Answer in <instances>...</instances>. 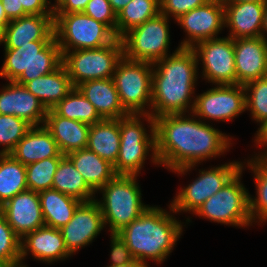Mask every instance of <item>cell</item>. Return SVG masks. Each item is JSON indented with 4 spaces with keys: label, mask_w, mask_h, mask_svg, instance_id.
<instances>
[{
    "label": "cell",
    "mask_w": 267,
    "mask_h": 267,
    "mask_svg": "<svg viewBox=\"0 0 267 267\" xmlns=\"http://www.w3.org/2000/svg\"><path fill=\"white\" fill-rule=\"evenodd\" d=\"M52 188L81 202L95 200L92 199L95 192L87 185L83 176L66 155L60 159L54 174Z\"/></svg>",
    "instance_id": "f546056e"
},
{
    "label": "cell",
    "mask_w": 267,
    "mask_h": 267,
    "mask_svg": "<svg viewBox=\"0 0 267 267\" xmlns=\"http://www.w3.org/2000/svg\"><path fill=\"white\" fill-rule=\"evenodd\" d=\"M44 126L52 134L63 155L87 147L89 124L61 117L50 109L47 110Z\"/></svg>",
    "instance_id": "d4e9b609"
},
{
    "label": "cell",
    "mask_w": 267,
    "mask_h": 267,
    "mask_svg": "<svg viewBox=\"0 0 267 267\" xmlns=\"http://www.w3.org/2000/svg\"><path fill=\"white\" fill-rule=\"evenodd\" d=\"M141 116L150 123V137L143 128ZM119 129L120 150L117 161L113 165L117 175H138L149 150L153 152L152 161L159 164L156 155L155 118L150 114H129L119 118Z\"/></svg>",
    "instance_id": "5b68a950"
},
{
    "label": "cell",
    "mask_w": 267,
    "mask_h": 267,
    "mask_svg": "<svg viewBox=\"0 0 267 267\" xmlns=\"http://www.w3.org/2000/svg\"><path fill=\"white\" fill-rule=\"evenodd\" d=\"M104 225L97 200L82 202L76 208L72 219L60 229L68 252L73 254L91 243Z\"/></svg>",
    "instance_id": "2e32d148"
},
{
    "label": "cell",
    "mask_w": 267,
    "mask_h": 267,
    "mask_svg": "<svg viewBox=\"0 0 267 267\" xmlns=\"http://www.w3.org/2000/svg\"><path fill=\"white\" fill-rule=\"evenodd\" d=\"M39 199L45 225L56 229L65 226L82 203L53 188L39 192Z\"/></svg>",
    "instance_id": "f1b7e54d"
},
{
    "label": "cell",
    "mask_w": 267,
    "mask_h": 267,
    "mask_svg": "<svg viewBox=\"0 0 267 267\" xmlns=\"http://www.w3.org/2000/svg\"><path fill=\"white\" fill-rule=\"evenodd\" d=\"M242 169L220 189L208 198L195 212L211 221L248 226L252 223L250 214V195L240 182Z\"/></svg>",
    "instance_id": "30bf717a"
},
{
    "label": "cell",
    "mask_w": 267,
    "mask_h": 267,
    "mask_svg": "<svg viewBox=\"0 0 267 267\" xmlns=\"http://www.w3.org/2000/svg\"><path fill=\"white\" fill-rule=\"evenodd\" d=\"M265 2L225 3V24L231 29L229 37L256 38L262 37Z\"/></svg>",
    "instance_id": "44dd1931"
},
{
    "label": "cell",
    "mask_w": 267,
    "mask_h": 267,
    "mask_svg": "<svg viewBox=\"0 0 267 267\" xmlns=\"http://www.w3.org/2000/svg\"><path fill=\"white\" fill-rule=\"evenodd\" d=\"M86 148L114 165L120 150L119 119H102L90 125Z\"/></svg>",
    "instance_id": "83f0119b"
},
{
    "label": "cell",
    "mask_w": 267,
    "mask_h": 267,
    "mask_svg": "<svg viewBox=\"0 0 267 267\" xmlns=\"http://www.w3.org/2000/svg\"><path fill=\"white\" fill-rule=\"evenodd\" d=\"M0 93V114L14 115L32 126L44 123L47 109L24 85L10 81Z\"/></svg>",
    "instance_id": "ffe728a7"
},
{
    "label": "cell",
    "mask_w": 267,
    "mask_h": 267,
    "mask_svg": "<svg viewBox=\"0 0 267 267\" xmlns=\"http://www.w3.org/2000/svg\"><path fill=\"white\" fill-rule=\"evenodd\" d=\"M227 0H208V2H218V3H222L225 4Z\"/></svg>",
    "instance_id": "11a10c76"
},
{
    "label": "cell",
    "mask_w": 267,
    "mask_h": 267,
    "mask_svg": "<svg viewBox=\"0 0 267 267\" xmlns=\"http://www.w3.org/2000/svg\"><path fill=\"white\" fill-rule=\"evenodd\" d=\"M52 110L61 117L89 125L102 120L95 107L75 87Z\"/></svg>",
    "instance_id": "d6a6232c"
},
{
    "label": "cell",
    "mask_w": 267,
    "mask_h": 267,
    "mask_svg": "<svg viewBox=\"0 0 267 267\" xmlns=\"http://www.w3.org/2000/svg\"><path fill=\"white\" fill-rule=\"evenodd\" d=\"M5 55L0 77L20 85L54 72L63 63L56 38L52 41H33L16 49H5Z\"/></svg>",
    "instance_id": "277c9868"
},
{
    "label": "cell",
    "mask_w": 267,
    "mask_h": 267,
    "mask_svg": "<svg viewBox=\"0 0 267 267\" xmlns=\"http://www.w3.org/2000/svg\"><path fill=\"white\" fill-rule=\"evenodd\" d=\"M1 3L9 20L28 15L22 7L21 0H1Z\"/></svg>",
    "instance_id": "ee69618b"
},
{
    "label": "cell",
    "mask_w": 267,
    "mask_h": 267,
    "mask_svg": "<svg viewBox=\"0 0 267 267\" xmlns=\"http://www.w3.org/2000/svg\"><path fill=\"white\" fill-rule=\"evenodd\" d=\"M244 88L246 109L249 108L253 119L262 124L267 121V76L245 84Z\"/></svg>",
    "instance_id": "8d00e7d4"
},
{
    "label": "cell",
    "mask_w": 267,
    "mask_h": 267,
    "mask_svg": "<svg viewBox=\"0 0 267 267\" xmlns=\"http://www.w3.org/2000/svg\"><path fill=\"white\" fill-rule=\"evenodd\" d=\"M192 49L197 59H202L203 76L210 83L218 85L237 84L234 39L228 36L203 40L195 44Z\"/></svg>",
    "instance_id": "4fadbf2b"
},
{
    "label": "cell",
    "mask_w": 267,
    "mask_h": 267,
    "mask_svg": "<svg viewBox=\"0 0 267 267\" xmlns=\"http://www.w3.org/2000/svg\"><path fill=\"white\" fill-rule=\"evenodd\" d=\"M64 0H56V5H52V9L57 8Z\"/></svg>",
    "instance_id": "db71d44e"
},
{
    "label": "cell",
    "mask_w": 267,
    "mask_h": 267,
    "mask_svg": "<svg viewBox=\"0 0 267 267\" xmlns=\"http://www.w3.org/2000/svg\"><path fill=\"white\" fill-rule=\"evenodd\" d=\"M122 57V41L116 38L101 48L65 52L62 64L76 88L86 81L113 78L116 65Z\"/></svg>",
    "instance_id": "ba28073f"
},
{
    "label": "cell",
    "mask_w": 267,
    "mask_h": 267,
    "mask_svg": "<svg viewBox=\"0 0 267 267\" xmlns=\"http://www.w3.org/2000/svg\"><path fill=\"white\" fill-rule=\"evenodd\" d=\"M20 241L6 218L0 213V261L21 267Z\"/></svg>",
    "instance_id": "74e56055"
},
{
    "label": "cell",
    "mask_w": 267,
    "mask_h": 267,
    "mask_svg": "<svg viewBox=\"0 0 267 267\" xmlns=\"http://www.w3.org/2000/svg\"><path fill=\"white\" fill-rule=\"evenodd\" d=\"M256 143L261 146V145H265L267 146V121L263 122L260 126V128L257 131L256 134ZM256 158H267V152H265V154L258 156Z\"/></svg>",
    "instance_id": "f6af8a7d"
},
{
    "label": "cell",
    "mask_w": 267,
    "mask_h": 267,
    "mask_svg": "<svg viewBox=\"0 0 267 267\" xmlns=\"http://www.w3.org/2000/svg\"><path fill=\"white\" fill-rule=\"evenodd\" d=\"M55 38L65 52L82 49H97L112 43L117 37L104 23L79 13L54 14Z\"/></svg>",
    "instance_id": "52a82bcc"
},
{
    "label": "cell",
    "mask_w": 267,
    "mask_h": 267,
    "mask_svg": "<svg viewBox=\"0 0 267 267\" xmlns=\"http://www.w3.org/2000/svg\"><path fill=\"white\" fill-rule=\"evenodd\" d=\"M62 157H51L26 165L28 190L41 192L52 188L54 174Z\"/></svg>",
    "instance_id": "e575fe53"
},
{
    "label": "cell",
    "mask_w": 267,
    "mask_h": 267,
    "mask_svg": "<svg viewBox=\"0 0 267 267\" xmlns=\"http://www.w3.org/2000/svg\"><path fill=\"white\" fill-rule=\"evenodd\" d=\"M153 63L122 57L116 65L113 80L123 108L129 114H149L145 106L152 98Z\"/></svg>",
    "instance_id": "9c48e42d"
},
{
    "label": "cell",
    "mask_w": 267,
    "mask_h": 267,
    "mask_svg": "<svg viewBox=\"0 0 267 267\" xmlns=\"http://www.w3.org/2000/svg\"><path fill=\"white\" fill-rule=\"evenodd\" d=\"M76 88L95 107L102 119H119L129 115L120 102L113 78L86 81Z\"/></svg>",
    "instance_id": "cb8c5ba5"
},
{
    "label": "cell",
    "mask_w": 267,
    "mask_h": 267,
    "mask_svg": "<svg viewBox=\"0 0 267 267\" xmlns=\"http://www.w3.org/2000/svg\"><path fill=\"white\" fill-rule=\"evenodd\" d=\"M111 266L126 265L135 261L126 242L118 233H111Z\"/></svg>",
    "instance_id": "60d3db41"
},
{
    "label": "cell",
    "mask_w": 267,
    "mask_h": 267,
    "mask_svg": "<svg viewBox=\"0 0 267 267\" xmlns=\"http://www.w3.org/2000/svg\"><path fill=\"white\" fill-rule=\"evenodd\" d=\"M9 22L10 20L7 18L3 4L1 3V0H0V24L3 27H5Z\"/></svg>",
    "instance_id": "7dc6e473"
},
{
    "label": "cell",
    "mask_w": 267,
    "mask_h": 267,
    "mask_svg": "<svg viewBox=\"0 0 267 267\" xmlns=\"http://www.w3.org/2000/svg\"><path fill=\"white\" fill-rule=\"evenodd\" d=\"M4 41V27L0 24V44Z\"/></svg>",
    "instance_id": "816d5d0a"
},
{
    "label": "cell",
    "mask_w": 267,
    "mask_h": 267,
    "mask_svg": "<svg viewBox=\"0 0 267 267\" xmlns=\"http://www.w3.org/2000/svg\"><path fill=\"white\" fill-rule=\"evenodd\" d=\"M182 225L158 207H148L137 219L118 232L135 260L147 258L162 263L181 236Z\"/></svg>",
    "instance_id": "3957f363"
},
{
    "label": "cell",
    "mask_w": 267,
    "mask_h": 267,
    "mask_svg": "<svg viewBox=\"0 0 267 267\" xmlns=\"http://www.w3.org/2000/svg\"><path fill=\"white\" fill-rule=\"evenodd\" d=\"M248 162L254 172L257 197L250 196L251 220L258 218L261 222L267 220V158H254ZM257 216V217H256Z\"/></svg>",
    "instance_id": "836d02e7"
},
{
    "label": "cell",
    "mask_w": 267,
    "mask_h": 267,
    "mask_svg": "<svg viewBox=\"0 0 267 267\" xmlns=\"http://www.w3.org/2000/svg\"><path fill=\"white\" fill-rule=\"evenodd\" d=\"M243 85H217L197 96L191 110L200 118L229 121L246 110Z\"/></svg>",
    "instance_id": "5bb4252c"
},
{
    "label": "cell",
    "mask_w": 267,
    "mask_h": 267,
    "mask_svg": "<svg viewBox=\"0 0 267 267\" xmlns=\"http://www.w3.org/2000/svg\"><path fill=\"white\" fill-rule=\"evenodd\" d=\"M169 40L168 17L160 12L121 37L123 56L154 63L168 55Z\"/></svg>",
    "instance_id": "8fae6325"
},
{
    "label": "cell",
    "mask_w": 267,
    "mask_h": 267,
    "mask_svg": "<svg viewBox=\"0 0 267 267\" xmlns=\"http://www.w3.org/2000/svg\"><path fill=\"white\" fill-rule=\"evenodd\" d=\"M262 37L266 38V35H264V32H267V4L266 7L264 9V19H263V27H262Z\"/></svg>",
    "instance_id": "681fc988"
},
{
    "label": "cell",
    "mask_w": 267,
    "mask_h": 267,
    "mask_svg": "<svg viewBox=\"0 0 267 267\" xmlns=\"http://www.w3.org/2000/svg\"><path fill=\"white\" fill-rule=\"evenodd\" d=\"M66 156L94 192L101 189L117 175L114 166L109 161L102 159L87 148L73 151Z\"/></svg>",
    "instance_id": "4316f807"
},
{
    "label": "cell",
    "mask_w": 267,
    "mask_h": 267,
    "mask_svg": "<svg viewBox=\"0 0 267 267\" xmlns=\"http://www.w3.org/2000/svg\"><path fill=\"white\" fill-rule=\"evenodd\" d=\"M254 1L267 3V0H227L226 3L254 2Z\"/></svg>",
    "instance_id": "f907efd6"
},
{
    "label": "cell",
    "mask_w": 267,
    "mask_h": 267,
    "mask_svg": "<svg viewBox=\"0 0 267 267\" xmlns=\"http://www.w3.org/2000/svg\"><path fill=\"white\" fill-rule=\"evenodd\" d=\"M90 0H64L57 8L54 14H69L83 12Z\"/></svg>",
    "instance_id": "7bdbcfd3"
},
{
    "label": "cell",
    "mask_w": 267,
    "mask_h": 267,
    "mask_svg": "<svg viewBox=\"0 0 267 267\" xmlns=\"http://www.w3.org/2000/svg\"><path fill=\"white\" fill-rule=\"evenodd\" d=\"M26 190V166L10 154H0V206Z\"/></svg>",
    "instance_id": "4dcf8cb0"
},
{
    "label": "cell",
    "mask_w": 267,
    "mask_h": 267,
    "mask_svg": "<svg viewBox=\"0 0 267 267\" xmlns=\"http://www.w3.org/2000/svg\"><path fill=\"white\" fill-rule=\"evenodd\" d=\"M83 13L106 24L116 35L117 15L108 0H90Z\"/></svg>",
    "instance_id": "f35d334b"
},
{
    "label": "cell",
    "mask_w": 267,
    "mask_h": 267,
    "mask_svg": "<svg viewBox=\"0 0 267 267\" xmlns=\"http://www.w3.org/2000/svg\"><path fill=\"white\" fill-rule=\"evenodd\" d=\"M160 12L167 17L171 14L175 20L182 14L188 13L196 7L202 6L208 0H159Z\"/></svg>",
    "instance_id": "ab89813d"
},
{
    "label": "cell",
    "mask_w": 267,
    "mask_h": 267,
    "mask_svg": "<svg viewBox=\"0 0 267 267\" xmlns=\"http://www.w3.org/2000/svg\"><path fill=\"white\" fill-rule=\"evenodd\" d=\"M0 213L20 239L45 225L39 193L32 190L20 192L6 201L0 206Z\"/></svg>",
    "instance_id": "e0dca14e"
},
{
    "label": "cell",
    "mask_w": 267,
    "mask_h": 267,
    "mask_svg": "<svg viewBox=\"0 0 267 267\" xmlns=\"http://www.w3.org/2000/svg\"><path fill=\"white\" fill-rule=\"evenodd\" d=\"M20 249L21 267H26L22 265V259L26 257L27 251L37 260L48 263L71 255L65 246L61 230L46 225L26 234L20 241Z\"/></svg>",
    "instance_id": "7402d4cb"
},
{
    "label": "cell",
    "mask_w": 267,
    "mask_h": 267,
    "mask_svg": "<svg viewBox=\"0 0 267 267\" xmlns=\"http://www.w3.org/2000/svg\"><path fill=\"white\" fill-rule=\"evenodd\" d=\"M111 4L112 10L116 13V15L124 8L127 4H129L132 0H108Z\"/></svg>",
    "instance_id": "bcb514c9"
},
{
    "label": "cell",
    "mask_w": 267,
    "mask_h": 267,
    "mask_svg": "<svg viewBox=\"0 0 267 267\" xmlns=\"http://www.w3.org/2000/svg\"><path fill=\"white\" fill-rule=\"evenodd\" d=\"M48 0H21L22 7L28 15H54V9H48Z\"/></svg>",
    "instance_id": "b9f144b4"
},
{
    "label": "cell",
    "mask_w": 267,
    "mask_h": 267,
    "mask_svg": "<svg viewBox=\"0 0 267 267\" xmlns=\"http://www.w3.org/2000/svg\"><path fill=\"white\" fill-rule=\"evenodd\" d=\"M242 168L241 163L230 162L207 171H200L199 177L176 195L170 210L175 213L177 211L195 213L208 198L222 189Z\"/></svg>",
    "instance_id": "7c38bea8"
},
{
    "label": "cell",
    "mask_w": 267,
    "mask_h": 267,
    "mask_svg": "<svg viewBox=\"0 0 267 267\" xmlns=\"http://www.w3.org/2000/svg\"><path fill=\"white\" fill-rule=\"evenodd\" d=\"M160 13L159 0H132L117 14L116 37L142 25Z\"/></svg>",
    "instance_id": "1f68e13d"
},
{
    "label": "cell",
    "mask_w": 267,
    "mask_h": 267,
    "mask_svg": "<svg viewBox=\"0 0 267 267\" xmlns=\"http://www.w3.org/2000/svg\"><path fill=\"white\" fill-rule=\"evenodd\" d=\"M184 114H167L155 118L156 155L159 164L185 174L206 158L229 148L230 138L201 120Z\"/></svg>",
    "instance_id": "6da1fadb"
},
{
    "label": "cell",
    "mask_w": 267,
    "mask_h": 267,
    "mask_svg": "<svg viewBox=\"0 0 267 267\" xmlns=\"http://www.w3.org/2000/svg\"><path fill=\"white\" fill-rule=\"evenodd\" d=\"M24 87L37 97L47 110L54 108L74 88L63 64L48 75L26 82Z\"/></svg>",
    "instance_id": "484cf974"
},
{
    "label": "cell",
    "mask_w": 267,
    "mask_h": 267,
    "mask_svg": "<svg viewBox=\"0 0 267 267\" xmlns=\"http://www.w3.org/2000/svg\"><path fill=\"white\" fill-rule=\"evenodd\" d=\"M0 267H15V266L11 263H4L0 261Z\"/></svg>",
    "instance_id": "f5cc1de1"
},
{
    "label": "cell",
    "mask_w": 267,
    "mask_h": 267,
    "mask_svg": "<svg viewBox=\"0 0 267 267\" xmlns=\"http://www.w3.org/2000/svg\"><path fill=\"white\" fill-rule=\"evenodd\" d=\"M55 38L54 15H27L12 19L4 27V48L16 49L33 41Z\"/></svg>",
    "instance_id": "d6986e66"
},
{
    "label": "cell",
    "mask_w": 267,
    "mask_h": 267,
    "mask_svg": "<svg viewBox=\"0 0 267 267\" xmlns=\"http://www.w3.org/2000/svg\"><path fill=\"white\" fill-rule=\"evenodd\" d=\"M172 55L153 63L152 98L149 113L153 118L167 114H184L190 107L197 79L198 59L192 48L178 47ZM159 63V64H158Z\"/></svg>",
    "instance_id": "7a4b0ae2"
},
{
    "label": "cell",
    "mask_w": 267,
    "mask_h": 267,
    "mask_svg": "<svg viewBox=\"0 0 267 267\" xmlns=\"http://www.w3.org/2000/svg\"><path fill=\"white\" fill-rule=\"evenodd\" d=\"M108 267H148V266L135 260L134 262H131L126 265L108 266Z\"/></svg>",
    "instance_id": "c3c4849f"
},
{
    "label": "cell",
    "mask_w": 267,
    "mask_h": 267,
    "mask_svg": "<svg viewBox=\"0 0 267 267\" xmlns=\"http://www.w3.org/2000/svg\"><path fill=\"white\" fill-rule=\"evenodd\" d=\"M237 84L245 85L267 76V39L264 37L234 39Z\"/></svg>",
    "instance_id": "ac0fdd59"
},
{
    "label": "cell",
    "mask_w": 267,
    "mask_h": 267,
    "mask_svg": "<svg viewBox=\"0 0 267 267\" xmlns=\"http://www.w3.org/2000/svg\"><path fill=\"white\" fill-rule=\"evenodd\" d=\"M137 175H116L101 189L103 202L99 204L104 224H110L111 233H118L147 208L141 201V191L136 182Z\"/></svg>",
    "instance_id": "8992f818"
},
{
    "label": "cell",
    "mask_w": 267,
    "mask_h": 267,
    "mask_svg": "<svg viewBox=\"0 0 267 267\" xmlns=\"http://www.w3.org/2000/svg\"><path fill=\"white\" fill-rule=\"evenodd\" d=\"M9 154L25 166L43 159L64 156L44 125L32 126Z\"/></svg>",
    "instance_id": "603a6c76"
},
{
    "label": "cell",
    "mask_w": 267,
    "mask_h": 267,
    "mask_svg": "<svg viewBox=\"0 0 267 267\" xmlns=\"http://www.w3.org/2000/svg\"><path fill=\"white\" fill-rule=\"evenodd\" d=\"M176 21L189 35V38L181 42L179 47L192 48L200 41L215 38L225 27L224 4L207 2L182 14Z\"/></svg>",
    "instance_id": "9a60e30c"
},
{
    "label": "cell",
    "mask_w": 267,
    "mask_h": 267,
    "mask_svg": "<svg viewBox=\"0 0 267 267\" xmlns=\"http://www.w3.org/2000/svg\"><path fill=\"white\" fill-rule=\"evenodd\" d=\"M32 127L26 120L14 115L0 114V154H9Z\"/></svg>",
    "instance_id": "d590c367"
}]
</instances>
